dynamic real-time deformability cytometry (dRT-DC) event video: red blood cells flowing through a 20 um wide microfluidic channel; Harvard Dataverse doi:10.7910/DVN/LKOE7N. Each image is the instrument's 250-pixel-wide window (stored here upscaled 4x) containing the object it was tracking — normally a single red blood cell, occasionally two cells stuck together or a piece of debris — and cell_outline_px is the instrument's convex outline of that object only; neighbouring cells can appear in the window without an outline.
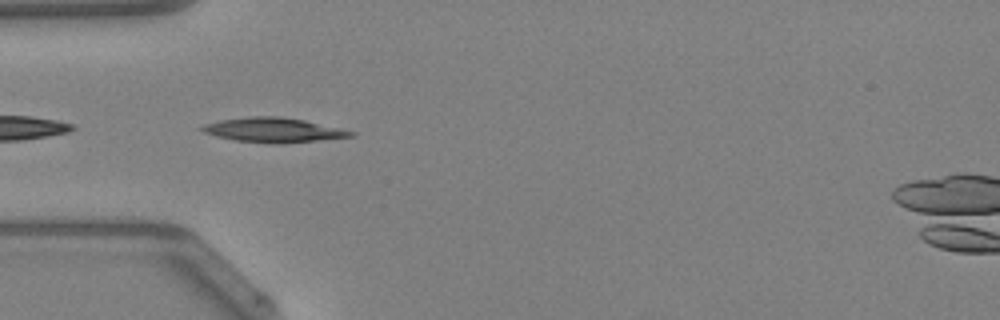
{"species": "Egyptian fruit bat (a non-hibernating species)", "species_latin": "Rousettus aegyptiacus", "temperature_condition": "warm", "stored_images_in_passage": 21, "segment_of_instrument_passage": [2, 2], "camera_frame_rate_fps": 3000, "um_per_image_px": 0.085, "animal": {"sex": "female"}, "frame": {"image": 1, "passage_image": 14, "time_ms": 4.333, "image_size_px": [1000, 320], "cell_outline_px": [[356, 136], [280, 144], [268, 144], [236, 140], [216, 136], [204, 132], [196, 128], [204, 124], [220, 120], [248, 116], [280, 116], [304, 120], [356, 132]], "centroid_in_image_um": [23.2, 11.05], "position_along_channel_um": 61.8, "area_um2": 21.39}}
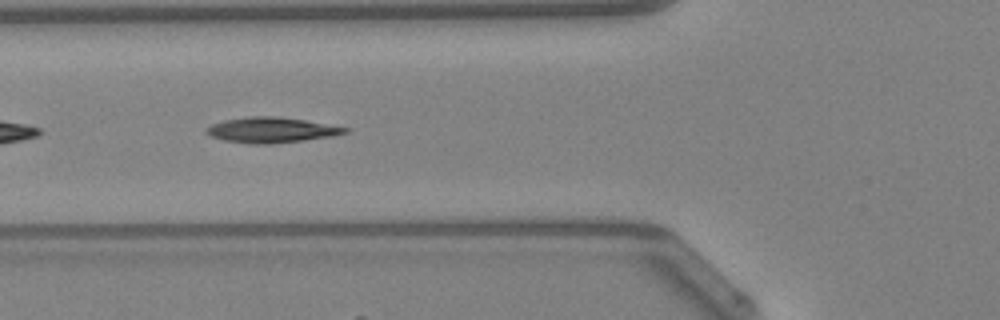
{"frame": {"image": 2, "passage_image": 17, "time_ms": 5.333, "image_size_px": [1000, 320], "cell_outline_px": [[352, 128], [348, 132], [332, 136], [304, 140], [272, 144], [252, 144], [224, 140], [212, 136], [204, 132], [204, 128], [212, 124], [224, 120], [248, 116], [272, 116], [304, 120]], "centroid_in_image_um": [23.06, 11.05], "position_along_channel_um": 102.7, "area_um2": 20.52}}